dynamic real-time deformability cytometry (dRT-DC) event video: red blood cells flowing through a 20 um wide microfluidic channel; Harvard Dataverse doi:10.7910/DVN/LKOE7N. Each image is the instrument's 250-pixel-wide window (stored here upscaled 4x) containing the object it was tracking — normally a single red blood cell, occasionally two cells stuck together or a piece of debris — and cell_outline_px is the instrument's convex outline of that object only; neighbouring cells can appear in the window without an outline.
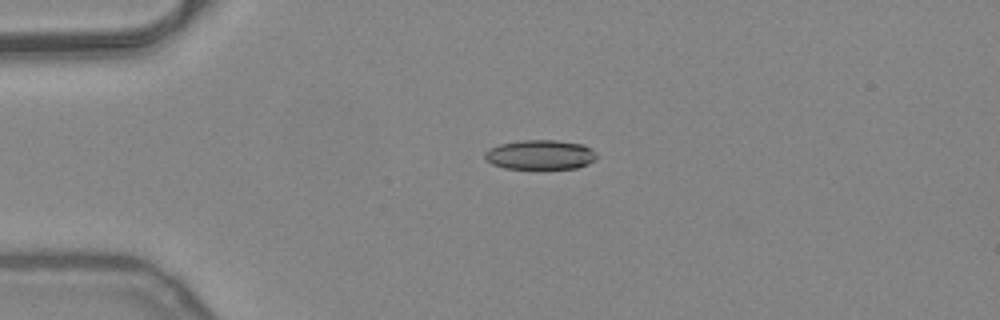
{"species": "common noctule bat (a hibernating species)", "species_latin": "Nyctalus noctula", "temperature_condition": "warm", "stored_images_in_passage": 6, "camera_frame_rate_fps": 3000, "um_per_image_px": 0.085, "animal": {"sex": "female", "body_mass_g": 24.6, "forearm_length_mm": 56.2}, "frame": {"image": 1, "passage_image": 1, "time_ms": 0.0, "image_size_px": [1000, 320], "cell_outline_px": [[596, 160], [588, 164], [576, 168], [540, 172], [536, 172], [504, 168], [492, 164], [484, 160], [484, 152], [488, 148], [500, 144], [520, 140], [556, 140], [584, 144], [596, 152]], "centroid_in_image_um": [45.9, 13.21], "position_along_channel_um": 39.1, "area_um2": 20.52}}